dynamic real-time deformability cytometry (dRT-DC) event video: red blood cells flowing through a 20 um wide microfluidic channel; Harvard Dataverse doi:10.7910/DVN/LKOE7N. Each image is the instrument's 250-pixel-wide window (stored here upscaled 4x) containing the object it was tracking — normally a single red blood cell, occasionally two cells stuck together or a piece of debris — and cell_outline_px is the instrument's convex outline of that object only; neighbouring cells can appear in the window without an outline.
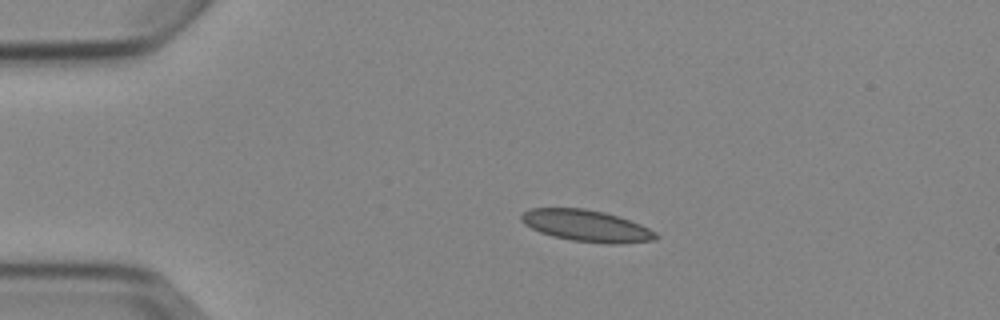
{"species": "Egyptian fruit bat (a non-hibernating species)", "species_latin": "Rousettus aegyptiacus", "temperature_condition": "cold", "stored_images_in_passage": 4, "camera_frame_rate_fps": 3000, "um_per_image_px": 0.085, "animal": {"sex": "female"}, "frame": {"image": 1, "passage_image": 3, "time_ms": 2.333, "image_size_px": [1000, 320], "cell_outline_px": [[660, 236], [652, 240], [616, 244], [608, 244], [572, 240], [552, 236], [540, 232], [524, 224], [520, 220], [520, 216], [524, 212], [532, 208], [584, 208], [604, 212], [620, 216], [640, 224], [656, 232]], "centroid_in_image_um": [49.85, 19.19], "position_along_channel_um": 35.1, "area_um2": 24.74}}